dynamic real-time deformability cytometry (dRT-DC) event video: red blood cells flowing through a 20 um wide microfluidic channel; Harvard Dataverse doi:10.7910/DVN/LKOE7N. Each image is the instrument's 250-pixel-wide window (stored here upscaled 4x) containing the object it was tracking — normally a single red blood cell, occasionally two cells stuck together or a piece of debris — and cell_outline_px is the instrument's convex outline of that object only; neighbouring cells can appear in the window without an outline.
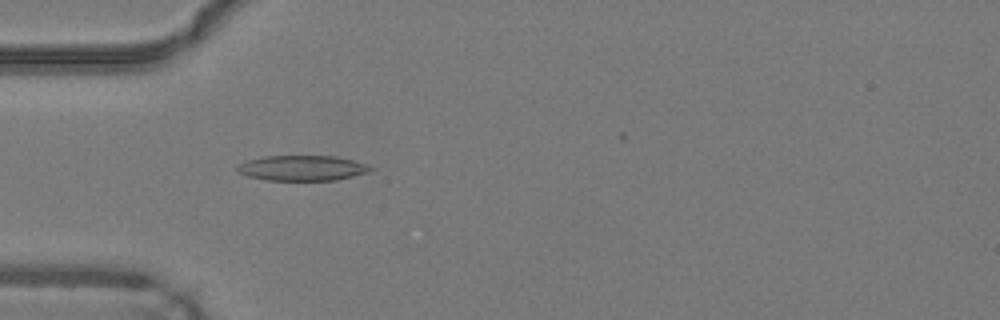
{"species": "common noctule bat (a hibernating species)", "species_latin": "Nyctalus noctula", "temperature_condition": "warm", "stored_images_in_passage": 46, "camera_frame_rate_fps": 3000, "um_per_image_px": 0.085, "animal": {"sex": "male", "body_mass_g": 19.2, "forearm_length_mm": 51.8}, "frame": {"image": 1, "passage_image": 15, "time_ms": 4.667, "image_size_px": [1000, 320], "cell_outline_px": [[376, 168], [368, 172], [336, 180], [268, 180], [248, 176], [240, 172], [236, 168], [240, 164], [248, 160], [264, 156], [336, 156], [368, 164]], "centroid_in_image_um": [25.74, 14.28], "position_along_channel_um": 59.3, "area_um2": 19.48}}
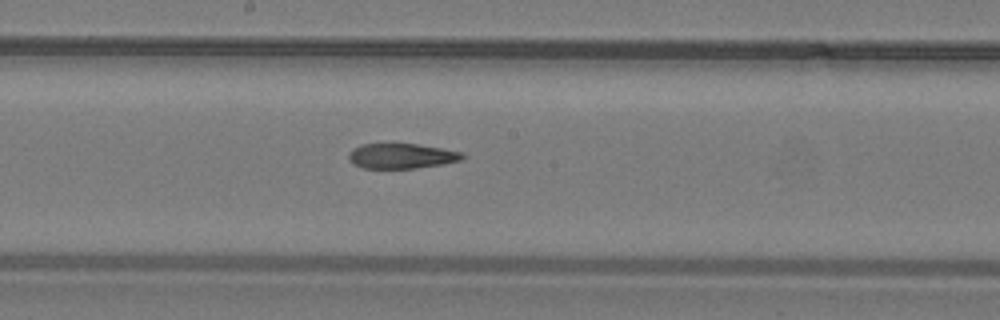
{"frame": {"image": 2, "passage_image": 26, "time_ms": 8.333, "image_size_px": [1000, 320], "cell_outline_px": [[468, 156], [460, 160], [444, 164], [416, 168], [364, 168], [352, 164], [348, 160], [348, 152], [352, 148], [360, 144], [416, 144], [464, 152]], "centroid_in_image_um": [34.12, 13.26], "position_along_channel_um": 214.1, "area_um2": 16.82}}
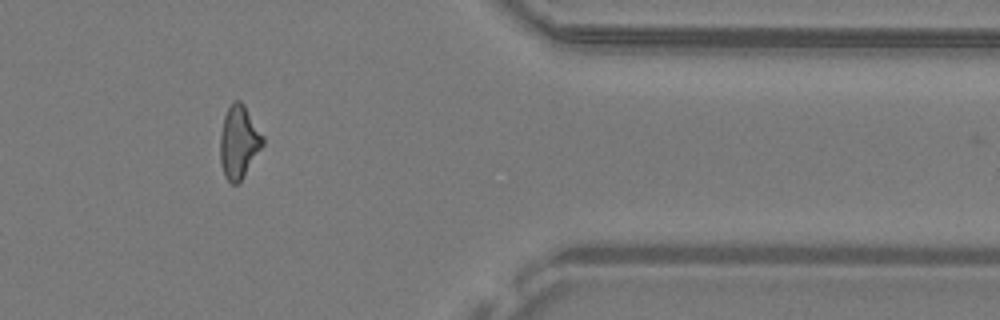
{"frame": {"image": 3, "passage_image": 40, "time_ms": 13.0, "image_size_px": [1000, 320], "cell_outline_px": [[264, 144], [240, 180], [236, 184], [232, 184], [224, 176], [220, 160], [220, 136], [224, 116], [232, 100], [240, 100], [244, 104], [264, 136]], "centroid_in_image_um": [20.3, 12.03], "position_along_channel_um": 391.1, "area_um2": 17.98}, "authors_computed_cell_mechanics": {"area_um2": 18.1781, "velocity_mm_per_s": 4.2936, "shape_relaxation_time_tau1_ms": null, "shape_relaxation_time_tau2_ms": 3.5787, "deformation_change_tau1": null, "deformation_change_tau2": 0.1248}}